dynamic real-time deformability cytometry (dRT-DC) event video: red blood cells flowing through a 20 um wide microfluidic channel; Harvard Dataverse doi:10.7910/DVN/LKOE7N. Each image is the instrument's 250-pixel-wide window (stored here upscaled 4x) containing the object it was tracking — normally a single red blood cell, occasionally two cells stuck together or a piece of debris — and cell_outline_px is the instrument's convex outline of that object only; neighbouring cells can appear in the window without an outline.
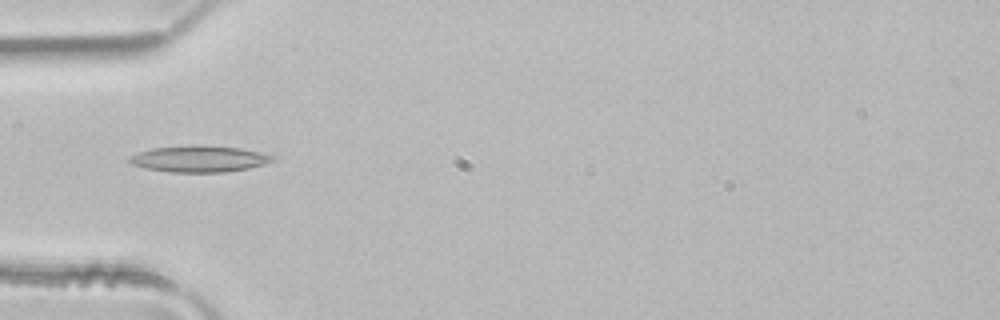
{"species": "common noctule bat (a hibernating species)", "species_latin": "Nyctalus noctula", "temperature_condition": "room temperature", "stored_images_in_passage": 4, "camera_frame_rate_fps": 3000, "um_per_image_px": 0.085, "animal": {"sex": "male", "body_mass_g": 21.5, "forearm_length_mm": 52.0}, "frame": {"image": 1, "passage_image": 4, "time_ms": 1.0, "image_size_px": [1000, 320], "cell_outline_px": [[276, 160], [264, 164], [248, 168], [224, 172], [172, 172], [144, 168], [132, 164], [128, 160], [128, 156], [152, 148], [192, 144], [200, 144], [240, 148], [272, 156]], "centroid_in_image_um": [16.88, 13.49], "position_along_channel_um": 68.1, "area_um2": 22.02}}